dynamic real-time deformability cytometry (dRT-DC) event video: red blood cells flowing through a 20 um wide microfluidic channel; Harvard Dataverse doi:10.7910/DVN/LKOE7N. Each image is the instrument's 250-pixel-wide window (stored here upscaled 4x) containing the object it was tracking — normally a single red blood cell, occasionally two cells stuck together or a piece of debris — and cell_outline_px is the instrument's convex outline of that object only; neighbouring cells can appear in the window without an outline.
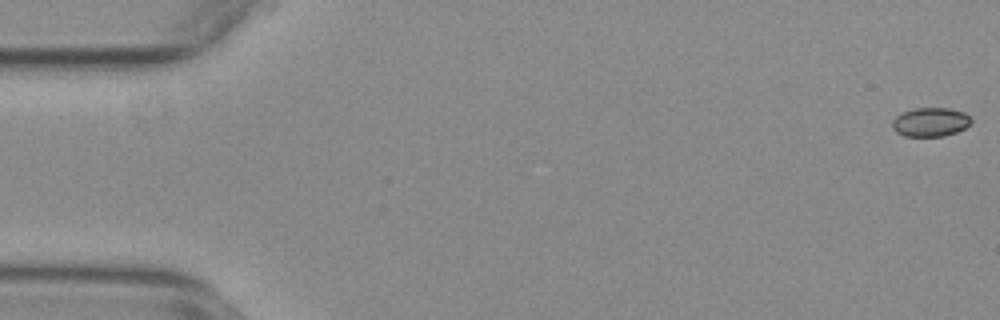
{"species": "common noctule bat (a hibernating species)", "species_latin": "Nyctalus noctula", "temperature_condition": "warm", "stored_images_in_passage": 12, "camera_frame_rate_fps": 3000, "um_per_image_px": 0.085, "animal": {"sex": "female", "body_mass_g": 29.2, "forearm_length_mm": 56.3}, "frame": {"image": 1, "passage_image": 1, "time_ms": 0.0, "image_size_px": [1000, 320], "cell_outline_px": [[972, 120], [964, 128], [956, 132], [944, 136], [904, 136], [896, 132], [892, 128], [892, 120], [896, 116], [912, 108], [948, 108], [964, 112]], "centroid_in_image_um": [79.05, 10.37], "position_along_channel_um": 5.9, "area_um2": 13.24}}